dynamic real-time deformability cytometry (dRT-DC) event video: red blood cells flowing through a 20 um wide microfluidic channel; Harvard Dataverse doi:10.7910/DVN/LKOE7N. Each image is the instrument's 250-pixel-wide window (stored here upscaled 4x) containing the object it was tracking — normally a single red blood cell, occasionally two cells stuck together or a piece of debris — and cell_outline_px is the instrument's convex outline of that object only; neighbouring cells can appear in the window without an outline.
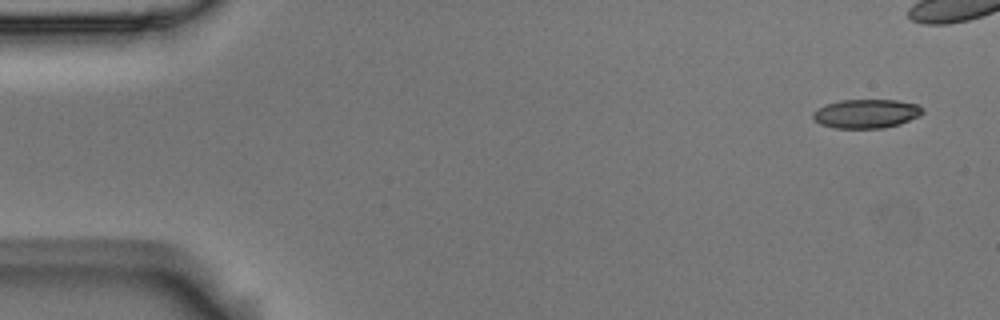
{"species": "Egyptian fruit bat (a non-hibernating species)", "species_latin": "Rousettus aegyptiacus", "temperature_condition": "room temperature", "stored_images_in_passage": 9, "camera_frame_rate_fps": 3000, "um_per_image_px": 0.085, "animal": {"sex": "male"}, "frame": {"image": 1, "passage_image": 1, "time_ms": 0.0, "image_size_px": [1000, 320], "cell_outline_px": [[924, 112], [920, 116], [900, 124], [884, 128], [832, 128], [820, 124], [812, 116], [812, 112], [824, 104], [840, 100], [896, 100], [916, 104], [924, 108]], "centroid_in_image_um": [73.63, 9.66], "position_along_channel_um": 11.4, "area_um2": 18.67}}
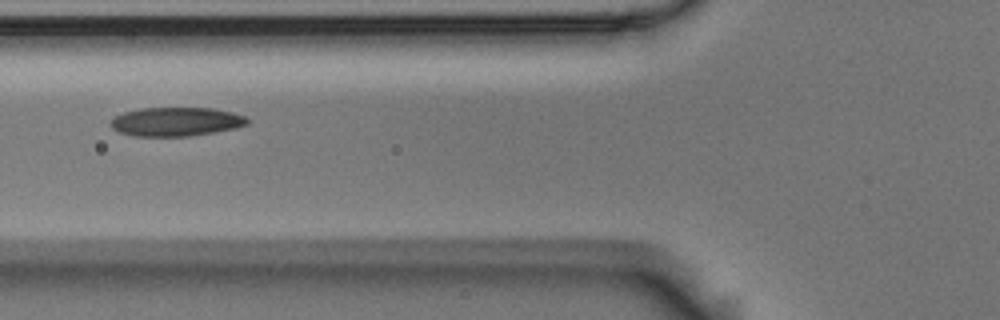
{"frame": {"image": 2, "passage_image": 7, "time_ms": 2.0, "image_size_px": [1000, 320], "cell_outline_px": [[248, 124], [236, 128], [188, 136], [132, 136], [120, 132], [112, 128], [108, 124], [116, 116], [124, 112], [140, 108], [212, 108], [232, 112], [244, 116], [248, 120]], "centroid_in_image_um": [14.94, 10.34], "position_along_channel_um": 110.9, "area_um2": 22.89}}
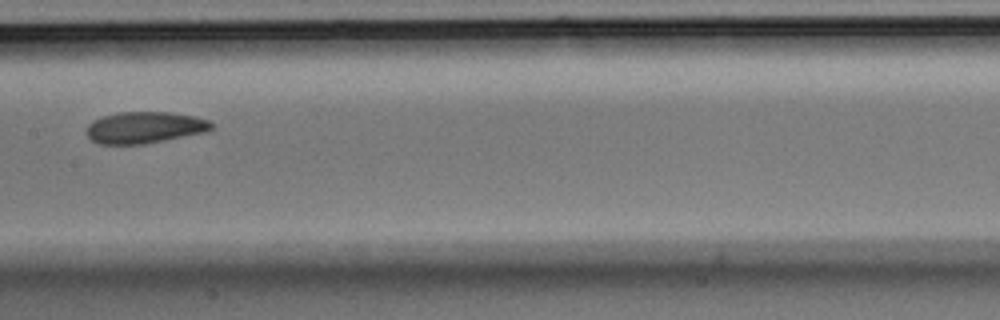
{"frame": {"image": 3, "passage_image": 9, "time_ms": 2.667, "image_size_px": [1000, 320], "cell_outline_px": [[212, 128], [204, 132], [144, 144], [100, 144], [92, 140], [84, 132], [88, 124], [92, 120], [104, 116], [120, 112], [172, 112], [192, 116], [208, 120], [212, 124]], "centroid_in_image_um": [12.23, 10.83], "position_along_channel_um": 195.2, "area_um2": 22.83}}